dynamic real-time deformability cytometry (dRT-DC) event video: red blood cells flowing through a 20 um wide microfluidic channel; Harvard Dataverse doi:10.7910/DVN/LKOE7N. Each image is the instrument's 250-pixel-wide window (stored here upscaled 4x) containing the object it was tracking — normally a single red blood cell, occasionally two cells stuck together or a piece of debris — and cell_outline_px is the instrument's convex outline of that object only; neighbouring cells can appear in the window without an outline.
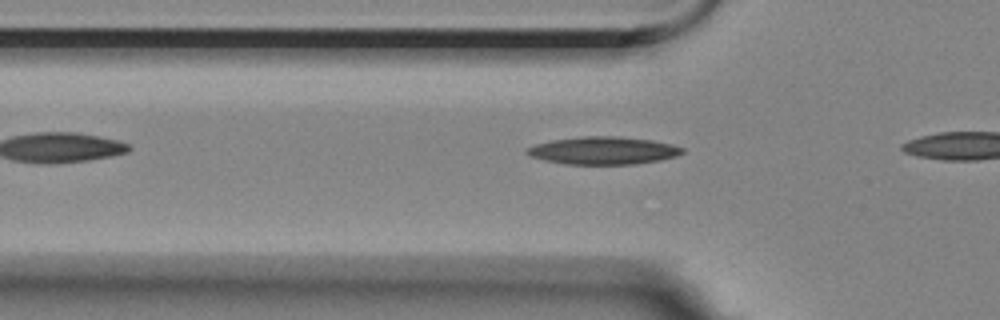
{"species": "Egyptian fruit bat (a non-hibernating species)", "species_latin": "Rousettus aegyptiacus", "temperature_condition": "room temperature", "stored_images_in_passage": 7, "camera_frame_rate_fps": 3000, "um_per_image_px": 0.085, "animal": {"sex": "female"}, "frame": {"image": 1, "passage_image": 4, "time_ms": 1.0, "image_size_px": [1000, 320], "cell_outline_px": [[684, 152], [676, 156], [660, 160], [636, 164], [564, 164], [544, 160], [528, 156], [524, 152], [528, 148], [536, 144], [552, 140], [584, 136], [620, 136], [652, 140], [672, 144], [684, 148]], "centroid_in_image_um": [51.28, 12.8], "position_along_channel_um": 74.5, "area_um2": 25.14}}